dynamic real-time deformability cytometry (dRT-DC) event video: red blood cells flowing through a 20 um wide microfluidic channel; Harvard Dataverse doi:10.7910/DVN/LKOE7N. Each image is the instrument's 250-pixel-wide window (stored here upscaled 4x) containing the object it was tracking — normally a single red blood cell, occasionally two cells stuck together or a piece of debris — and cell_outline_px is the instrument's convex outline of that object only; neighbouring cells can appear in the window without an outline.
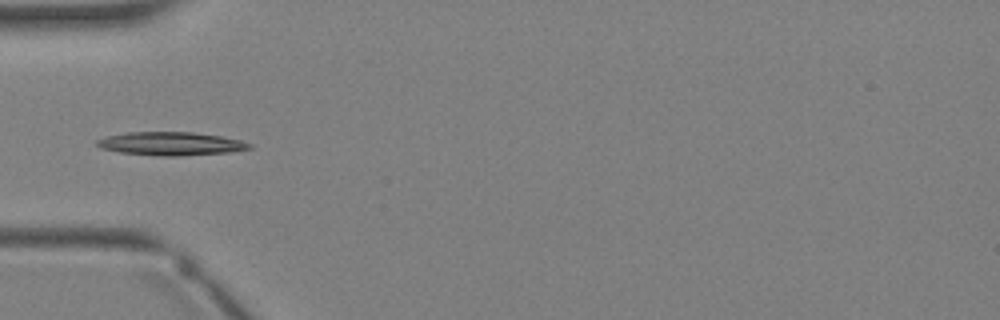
{"species": "Egyptian fruit bat (a non-hibernating species)", "species_latin": "Rousettus aegyptiacus", "temperature_condition": "warm", "stored_images_in_passage": 3, "camera_frame_rate_fps": 3000, "um_per_image_px": 0.085, "animal": {"sex": "female"}, "frame": {"image": 1, "passage_image": 3, "time_ms": 2.333, "image_size_px": [1000, 320], "cell_outline_px": [[252, 148], [232, 152], [176, 156], [164, 156], [120, 152], [100, 148], [96, 144], [96, 140], [104, 136], [128, 132], [192, 132], [220, 136], [240, 140], [252, 144]], "centroid_in_image_um": [14.51, 12.21], "position_along_channel_um": 70.5, "area_um2": 20.75}}